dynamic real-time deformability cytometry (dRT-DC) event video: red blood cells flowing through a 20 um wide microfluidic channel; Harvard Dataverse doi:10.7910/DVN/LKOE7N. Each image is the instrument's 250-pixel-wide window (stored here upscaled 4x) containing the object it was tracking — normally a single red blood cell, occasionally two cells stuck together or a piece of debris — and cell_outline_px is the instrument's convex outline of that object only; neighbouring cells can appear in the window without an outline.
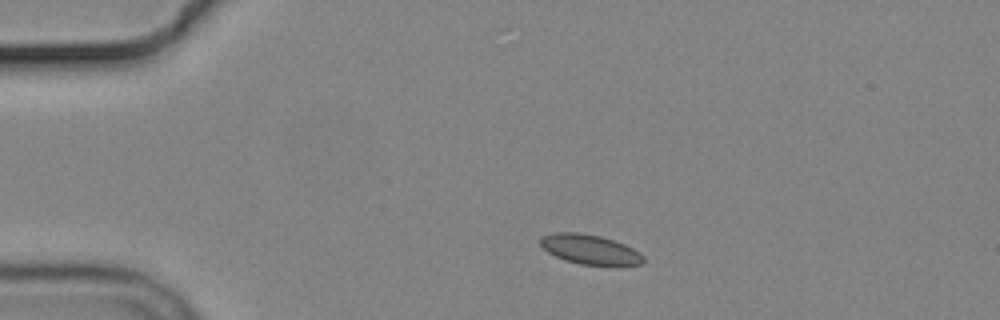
{"species": "common noctule bat (a hibernating species)", "species_latin": "Nyctalus noctula", "temperature_condition": "cold", "stored_images_in_passage": 5, "camera_frame_rate_fps": 3000, "um_per_image_px": 0.085, "animal": {"sex": "male", "body_mass_g": 19.2, "forearm_length_mm": 51.8}, "frame": {"image": 1, "passage_image": 1, "time_ms": 0.0, "image_size_px": [1000, 320], "cell_outline_px": [[644, 264], [580, 264], [564, 260], [548, 252], [540, 244], [540, 236], [556, 232], [580, 232], [600, 236], [624, 244], [640, 252], [644, 256]], "centroid_in_image_um": [50.11, 21.18], "position_along_channel_um": 34.9, "area_um2": 17.57}}
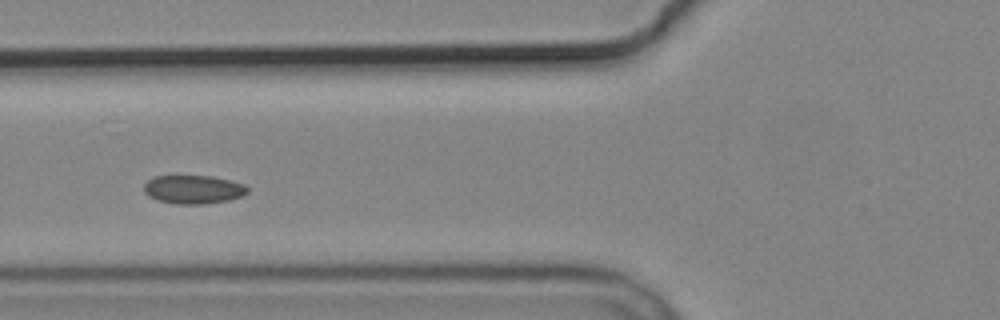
{"frame": {"image": 2, "passage_image": 4, "time_ms": 3.333, "image_size_px": [1000, 320], "cell_outline_px": [[248, 192], [244, 196], [228, 200], [200, 204], [176, 204], [156, 200], [148, 196], [144, 192], [144, 184], [152, 176], [212, 176], [244, 184], [248, 188]], "centroid_in_image_um": [16.41, 16.1], "position_along_channel_um": 109.4, "area_um2": 17.28}}
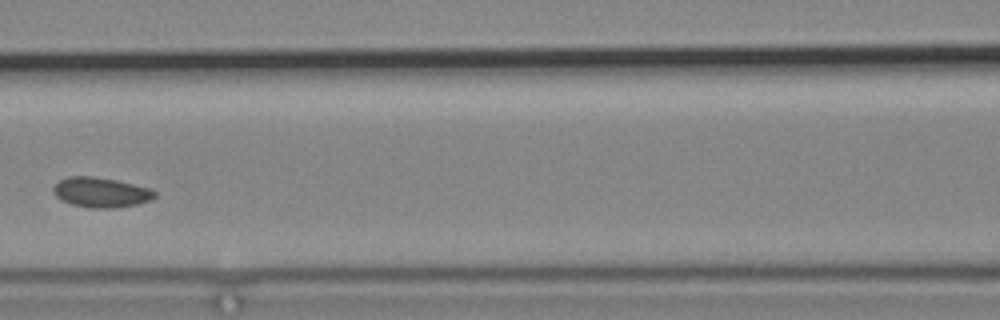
{"frame": {"image": 3, "passage_image": 5, "time_ms": 4.667, "image_size_px": [1000, 320], "cell_outline_px": [[156, 196], [152, 200], [136, 204], [116, 208], [92, 208], [72, 204], [56, 196], [52, 188], [60, 180], [68, 176], [92, 176], [116, 180], [152, 188], [156, 192]], "centroid_in_image_um": [8.63, 16.34], "position_along_channel_um": 158.0, "area_um2": 17.69}}